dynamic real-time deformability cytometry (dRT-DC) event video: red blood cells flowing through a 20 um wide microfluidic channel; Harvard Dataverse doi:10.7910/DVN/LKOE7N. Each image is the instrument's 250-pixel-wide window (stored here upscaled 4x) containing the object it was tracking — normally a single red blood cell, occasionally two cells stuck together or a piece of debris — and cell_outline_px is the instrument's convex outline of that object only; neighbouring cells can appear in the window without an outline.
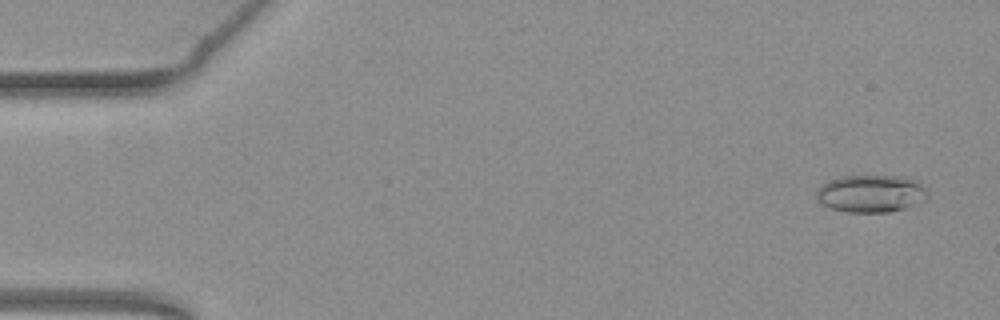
{"species": "common noctule bat (a hibernating species)", "species_latin": "Nyctalus noctula", "temperature_condition": "warm", "stored_images_in_passage": 54, "camera_frame_rate_fps": 3000, "um_per_image_px": 0.085, "animal": {"sex": "female", "body_mass_g": 19.3, "forearm_length_mm": 54.1}, "frame": {"image": 1, "passage_image": 3, "time_ms": 0.667, "image_size_px": [1000, 320], "cell_outline_px": [[928, 196], [924, 200], [916, 204], [904, 208], [888, 212], [848, 212], [832, 208], [820, 204], [816, 200], [816, 192], [828, 180], [840, 176], [900, 176], [916, 180], [928, 192]], "centroid_in_image_um": [74.01, 16.45], "position_along_channel_um": 11.0, "area_um2": 24.22}}
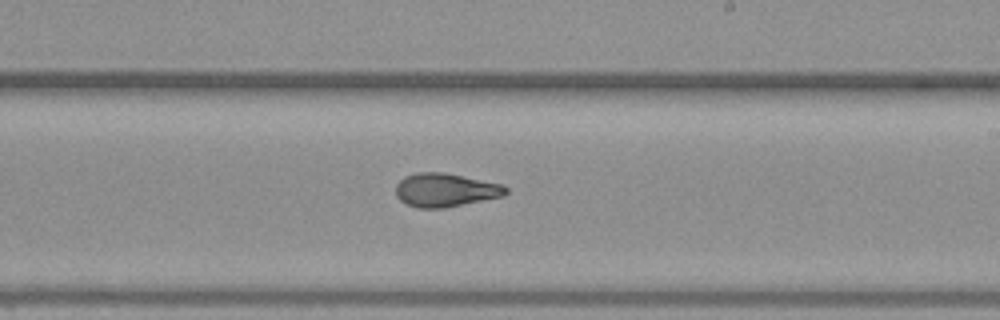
{"frame": {"image": 2, "passage_image": 32, "time_ms": 10.333, "image_size_px": [1000, 320], "cell_outline_px": [[508, 192], [504, 196], [444, 208], [420, 208], [408, 204], [400, 200], [396, 196], [396, 184], [404, 176], [416, 172], [444, 172], [500, 184], [508, 188]], "centroid_in_image_um": [37.84, 16.15], "position_along_channel_um": 251.2, "area_um2": 21.44}}
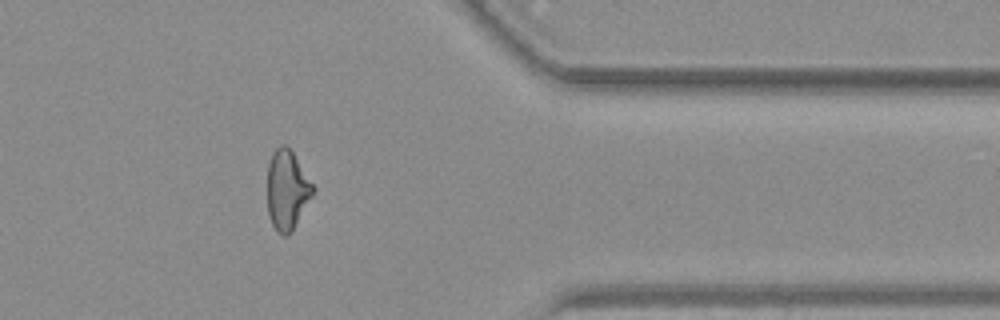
{"frame": {"image": 3, "passage_image": 44, "time_ms": 14.333, "image_size_px": [1000, 320], "cell_outline_px": [[316, 188], [312, 196], [288, 236], [284, 236], [276, 232], [268, 216], [268, 164], [272, 152], [280, 144], [284, 144], [292, 152]], "centroid_in_image_um": [24.39, 16.15], "position_along_channel_um": 387.0, "area_um2": 20.98}, "authors_computed_cell_mechanics": {"area_um2": 22.0218, "velocity_mm_per_s": 3.8481, "shape_relaxation_time_tau1_ms": null, "shape_relaxation_time_tau2_ms": 1.9408, "deformation_change_tau1": null, "deformation_change_tau2": 0.0925}}